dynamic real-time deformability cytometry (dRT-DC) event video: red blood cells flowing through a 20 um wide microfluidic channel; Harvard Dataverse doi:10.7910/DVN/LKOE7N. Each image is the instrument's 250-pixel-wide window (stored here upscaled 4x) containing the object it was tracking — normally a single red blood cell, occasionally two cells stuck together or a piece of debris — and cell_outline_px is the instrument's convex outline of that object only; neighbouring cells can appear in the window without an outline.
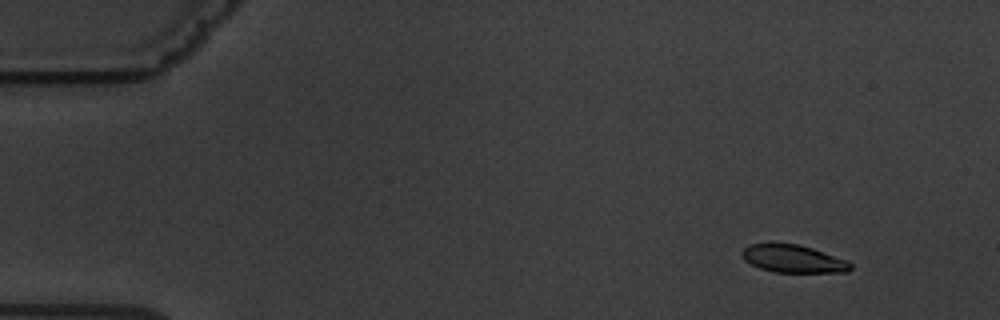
{"species": "common noctule bat (a hibernating species)", "species_latin": "Nyctalus noctula", "temperature_condition": "warm", "stored_images_in_passage": 6, "camera_frame_rate_fps": 3000, "um_per_image_px": 0.085, "animal": {"sex": "male", "body_mass_g": 19.5, "forearm_length_mm": 54.6}, "frame": {"image": 1, "passage_image": 2, "time_ms": 1.0, "image_size_px": [1000, 320], "cell_outline_px": [[852, 268], [848, 272], [776, 272], [760, 268], [744, 260], [740, 256], [740, 252], [748, 244], [796, 244], [812, 248], [848, 260], [852, 264]], "centroid_in_image_um": [67.42, 22.0], "position_along_channel_um": 17.6, "area_um2": 17.46}}
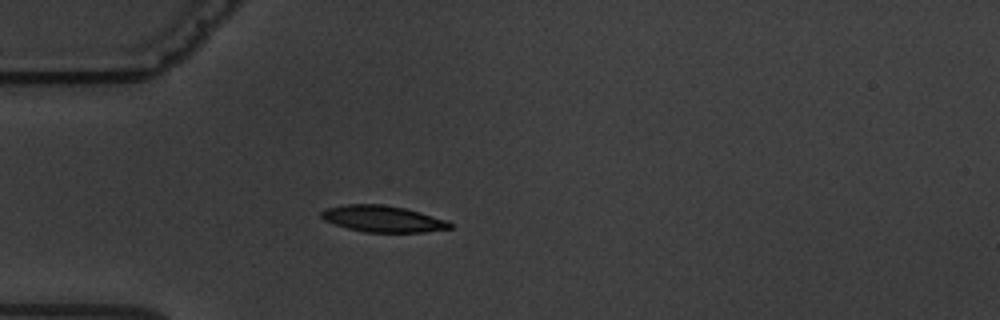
{"frame": {"image": 2, "passage_image": 5, "time_ms": 4.667, "image_size_px": [1000, 320], "cell_outline_px": [[452, 228], [424, 232], [364, 232], [348, 228], [324, 220], [320, 216], [320, 212], [324, 208], [348, 204], [380, 204], [404, 208], [420, 212], [448, 220], [452, 224]], "centroid_in_image_um": [32.54, 18.6], "position_along_channel_um": 52.5, "area_um2": 19.77}}